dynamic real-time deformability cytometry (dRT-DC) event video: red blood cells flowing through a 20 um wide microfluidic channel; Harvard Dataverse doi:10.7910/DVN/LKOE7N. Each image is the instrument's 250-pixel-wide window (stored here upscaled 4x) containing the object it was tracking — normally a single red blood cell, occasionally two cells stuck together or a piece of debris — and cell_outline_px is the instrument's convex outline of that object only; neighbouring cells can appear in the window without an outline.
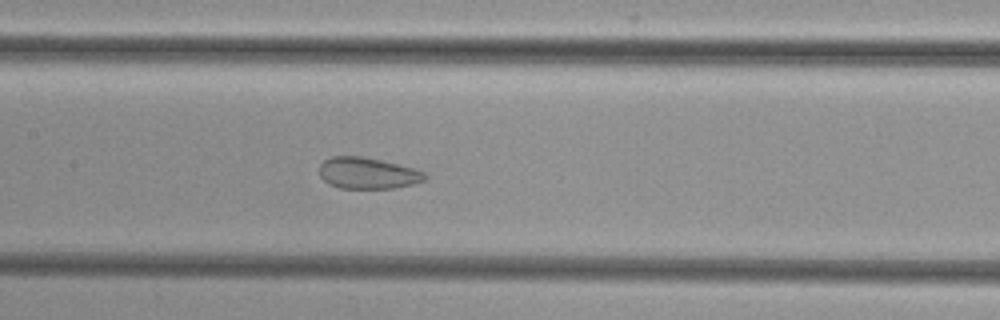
{"species": "common noctule bat (a hibernating species)", "species_latin": "Nyctalus noctula", "temperature_condition": "cold", "stored_images_in_passage": 50, "camera_frame_rate_fps": 3000, "um_per_image_px": 0.085, "animal": {"sex": "female", "body_mass_g": 29.2, "forearm_length_mm": 56.3}, "frame": {"image": 1, "passage_image": 22, "time_ms": 7.0, "image_size_px": [1000, 320], "cell_outline_px": [[428, 176], [424, 180], [412, 184], [392, 188], [340, 188], [328, 184], [320, 176], [320, 164], [324, 160], [332, 156], [364, 156], [412, 168], [424, 172]], "centroid_in_image_um": [31.22, 14.71], "position_along_channel_um": 176.2, "area_um2": 19.13}}
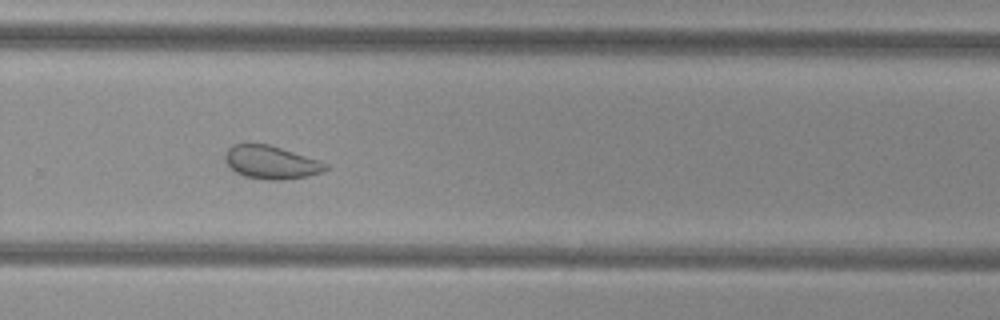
{"frame": {"image": 2, "passage_image": 32, "time_ms": 10.333, "image_size_px": [1000, 320], "cell_outline_px": [[328, 168], [320, 172], [308, 176], [284, 180], [268, 180], [244, 176], [236, 172], [224, 160], [224, 156], [228, 148], [232, 144], [268, 144], [320, 160], [328, 164]], "centroid_in_image_um": [23.05, 13.8], "position_along_channel_um": 306.8, "area_um2": 19.36}}
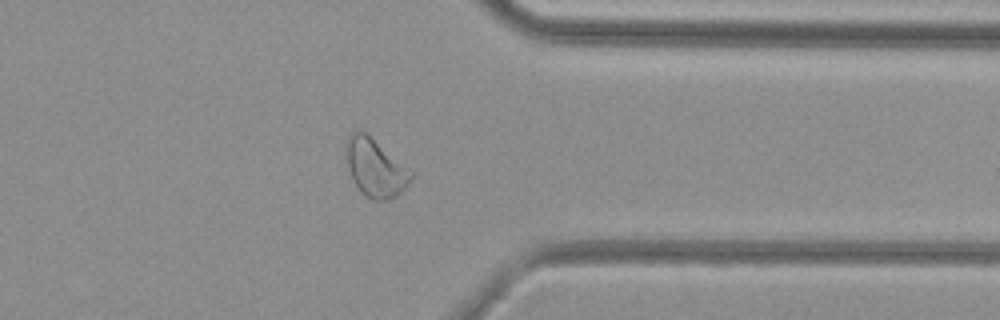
{"frame": {"image": 3, "passage_image": 38, "time_ms": 12.333, "image_size_px": [1000, 320], "cell_outline_px": [[412, 176], [404, 188], [396, 196], [388, 200], [372, 200], [360, 192], [352, 180], [348, 168], [344, 152], [344, 144], [348, 136], [356, 128], [364, 132], [412, 172]], "centroid_in_image_um": [31.81, 14.26], "position_along_channel_um": 379.6, "area_um2": 21.68}}